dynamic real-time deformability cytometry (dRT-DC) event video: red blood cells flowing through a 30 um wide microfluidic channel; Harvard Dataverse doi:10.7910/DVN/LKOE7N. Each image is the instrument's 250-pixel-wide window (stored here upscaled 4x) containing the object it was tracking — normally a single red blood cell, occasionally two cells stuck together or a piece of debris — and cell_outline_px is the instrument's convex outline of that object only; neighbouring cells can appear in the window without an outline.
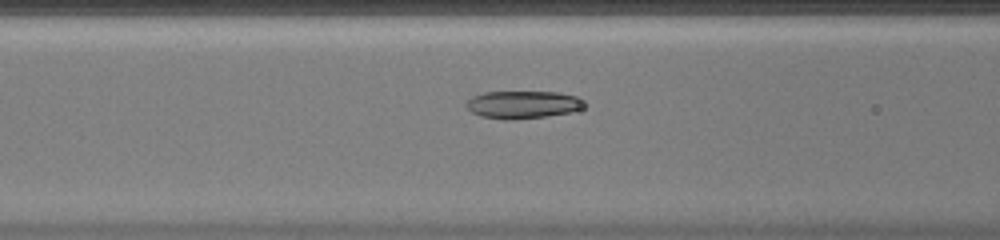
{"species": "common noctule bat (a hibernating species)", "species_latin": "Nyctalus noctula", "temperature_condition": "warm", "stored_images_in_passage": 37, "camera_frame_rate_fps": 3000, "um_per_image_px": 0.085, "animal": {"sex": "female", "body_mass_g": 20.0, "forearm_length_mm": 54.0}, "frame": {"image": 1, "passage_image": 11, "time_ms": 3.333, "image_size_px": [1000, 240], "cell_outline_px": [[584, 104], [580, 108], [572, 112], [544, 116], [512, 120], [504, 120], [480, 116], [472, 112], [464, 104], [472, 96], [484, 92], [556, 92], [580, 96], [584, 100]], "centroid_in_image_um": [44.43, 8.89], "position_along_channel_um": 122.2, "area_um2": 19.07}}
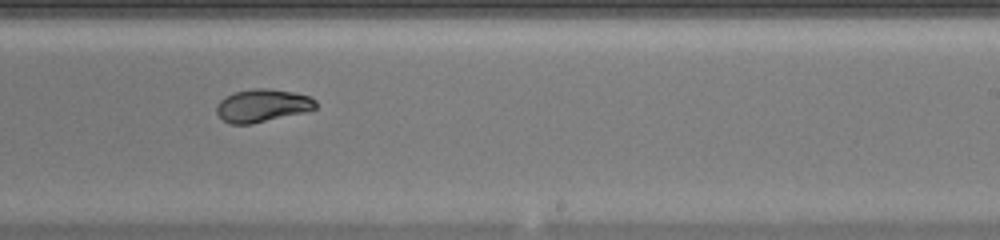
{"frame": {"image": 2, "passage_image": 21, "time_ms": 6.667, "image_size_px": [1000, 240], "cell_outline_px": [[316, 108], [308, 112], [252, 124], [228, 124], [216, 112], [216, 104], [224, 96], [236, 92], [252, 88], [268, 88], [292, 92], [308, 96], [316, 100]], "centroid_in_image_um": [22.3, 8.98], "position_along_channel_um": 266.7, "area_um2": 19.19}}
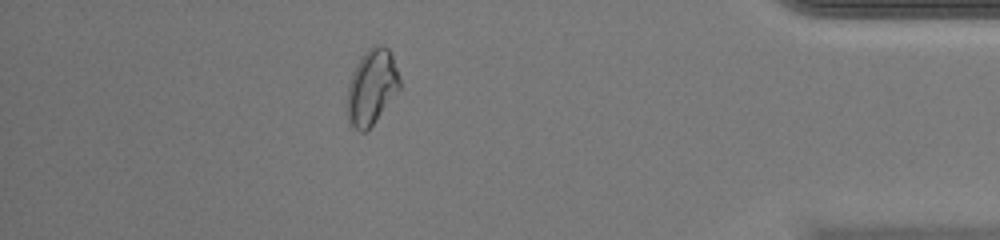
{"frame": {"image": 3, "passage_image": 33, "time_ms": 10.667, "image_size_px": [1000, 240], "cell_outline_px": [[400, 88], [376, 120], [364, 132], [360, 132], [348, 124], [348, 84], [352, 72], [360, 56], [372, 44], [380, 44], [388, 48], [392, 52], [400, 80]], "centroid_in_image_um": [31.59, 7.35], "position_along_channel_um": 403.6, "area_um2": 23.12}, "authors_computed_cell_mechanics": {"area_um2": 19.4786, "velocity_mm_per_s": 4.3397, "shape_relaxation_time_tau1_ms": 5.7553, "shape_relaxation_time_tau2_ms": 1.5875, "deformation_change_tau1": 0.2298, "deformation_change_tau2": 0.0587}}